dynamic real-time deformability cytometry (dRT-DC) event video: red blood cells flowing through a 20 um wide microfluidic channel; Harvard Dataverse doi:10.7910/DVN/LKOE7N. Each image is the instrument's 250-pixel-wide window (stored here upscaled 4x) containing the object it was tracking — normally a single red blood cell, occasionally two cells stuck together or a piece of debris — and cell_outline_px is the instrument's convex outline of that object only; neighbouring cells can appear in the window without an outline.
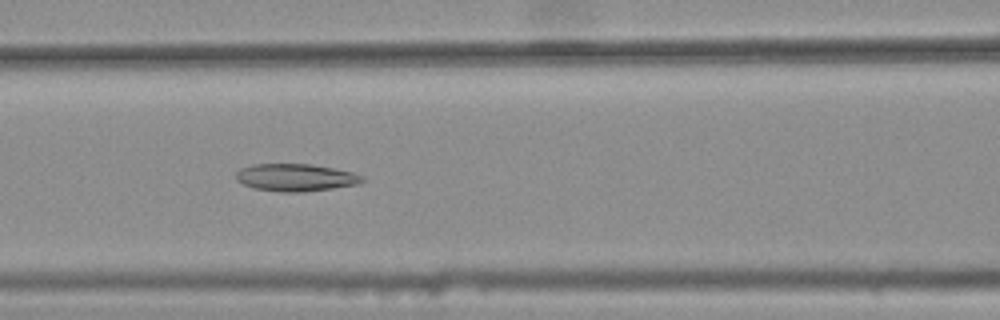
{"species": "common noctule bat (a hibernating species)", "species_latin": "Nyctalus noctula", "temperature_condition": "warm", "stored_images_in_passage": 35, "camera_frame_rate_fps": 3000, "um_per_image_px": 0.085, "animal": {"sex": "female", "body_mass_g": 25.1}, "frame": {"image": 1, "passage_image": 16, "time_ms": 5.0, "image_size_px": [1000, 320], "cell_outline_px": [[364, 180], [356, 184], [332, 188], [304, 192], [280, 192], [252, 188], [236, 180], [236, 172], [240, 168], [252, 164], [312, 164], [352, 172], [364, 176]], "centroid_in_image_um": [25.09, 15.08], "position_along_channel_um": 141.5, "area_um2": 20.17}}
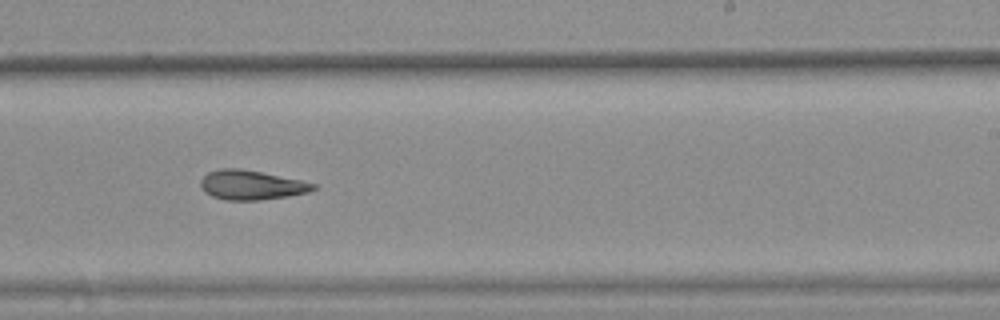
{"frame": {"image": 2, "passage_image": 26, "time_ms": 8.333, "image_size_px": [1000, 320], "cell_outline_px": [[316, 188], [308, 192], [288, 196], [260, 200], [224, 200], [212, 196], [204, 192], [200, 184], [200, 180], [208, 172], [220, 168], [240, 168], [300, 180], [316, 184]], "centroid_in_image_um": [21.33, 15.73], "position_along_channel_um": 267.7, "area_um2": 19.25}}
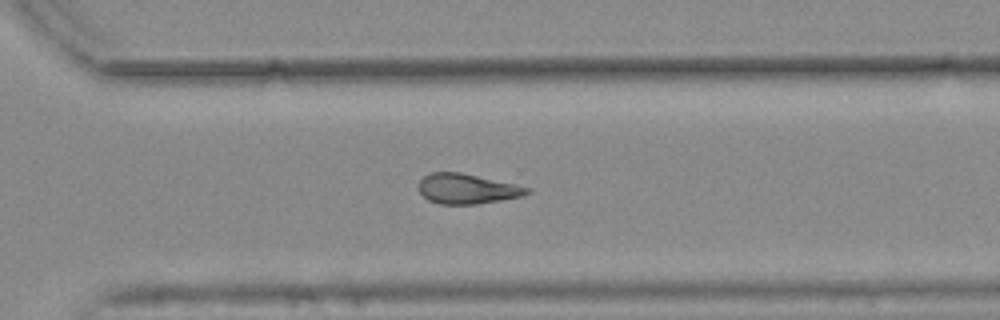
{"frame": {"image": 3, "passage_image": 31, "time_ms": 10.0, "image_size_px": [1000, 320], "cell_outline_px": [[532, 192], [524, 196], [476, 204], [440, 204], [428, 200], [420, 192], [416, 184], [428, 172], [460, 172], [516, 184], [528, 188]], "centroid_in_image_um": [39.67, 16.04], "position_along_channel_um": 330.9, "area_um2": 19.07}, "authors_computed_cell_mechanics": {"area_um2": 20.0566, "velocity_mm_per_s": 3.7973, "shape_relaxation_time_tau1_ms": null, "shape_relaxation_time_tau2_ms": 6.4315, "deformation_change_tau1": null, "deformation_change_tau2": 0.1658}}